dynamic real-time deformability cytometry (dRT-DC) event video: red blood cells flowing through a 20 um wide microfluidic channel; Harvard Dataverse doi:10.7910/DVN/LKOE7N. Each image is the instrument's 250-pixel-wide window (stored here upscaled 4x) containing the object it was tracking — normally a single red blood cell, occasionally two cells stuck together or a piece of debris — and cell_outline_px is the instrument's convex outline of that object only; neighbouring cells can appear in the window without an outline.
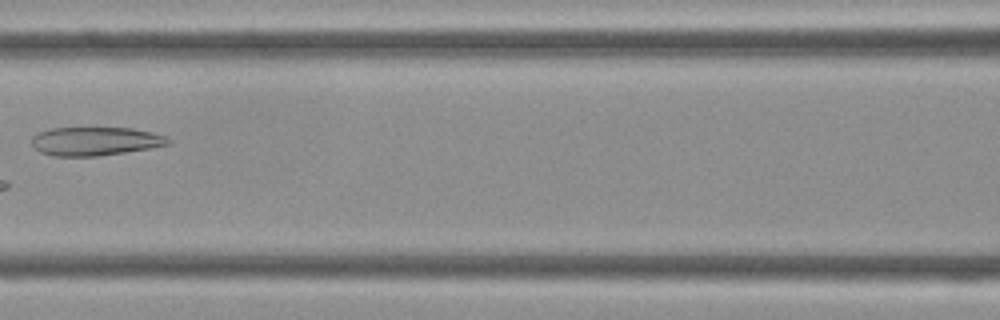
{"species": "Egyptian fruit bat (a non-hibernating species)", "species_latin": "Rousettus aegyptiacus", "temperature_condition": "cold", "stored_images_in_passage": 4, "camera_frame_rate_fps": 3000, "um_per_image_px": 0.085, "frame": {"image": 1, "passage_image": 4, "time_ms": 1.0, "image_size_px": [1000, 320], "cell_outline_px": [[172, 144], [152, 148], [96, 156], [52, 156], [40, 152], [32, 144], [32, 136], [48, 128], [132, 128], [152, 132], [164, 136], [172, 140]], "centroid_in_image_um": [8.12, 12.0], "position_along_channel_um": 158.5, "area_um2": 22.77}}